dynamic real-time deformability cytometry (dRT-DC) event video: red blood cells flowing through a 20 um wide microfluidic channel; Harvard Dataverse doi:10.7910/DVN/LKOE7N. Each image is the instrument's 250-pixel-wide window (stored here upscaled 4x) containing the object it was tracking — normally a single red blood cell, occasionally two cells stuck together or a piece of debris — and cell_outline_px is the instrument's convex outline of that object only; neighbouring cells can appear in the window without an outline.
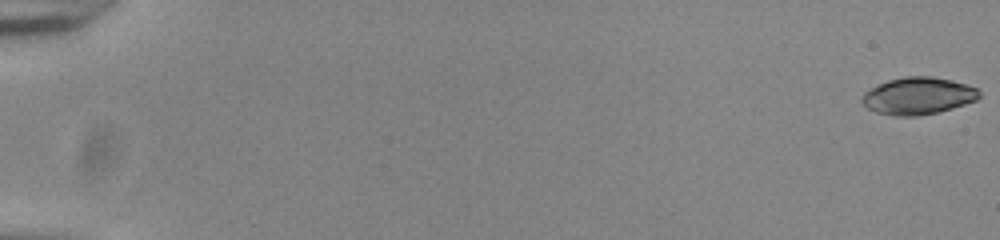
{"species": "common noctule bat (a hibernating species)", "species_latin": "Nyctalus noctula", "temperature_condition": "room temperature", "stored_images_in_passage": 55, "camera_frame_rate_fps": 3000, "um_per_image_px": 0.085, "animal": {"sex": "male", "body_mass_g": 20.0, "forearm_length_mm": 53.3}, "frame": {"image": 1, "passage_image": 1, "time_ms": 0.0, "image_size_px": [1000, 240], "cell_outline_px": [[980, 96], [976, 100], [952, 108], [936, 112], [916, 116], [896, 116], [876, 112], [868, 108], [860, 100], [860, 96], [864, 92], [888, 80], [904, 76], [932, 76], [952, 80], [968, 84], [980, 88]], "centroid_in_image_um": [78.05, 8.14], "position_along_channel_um": 6.9, "area_um2": 25.43}}
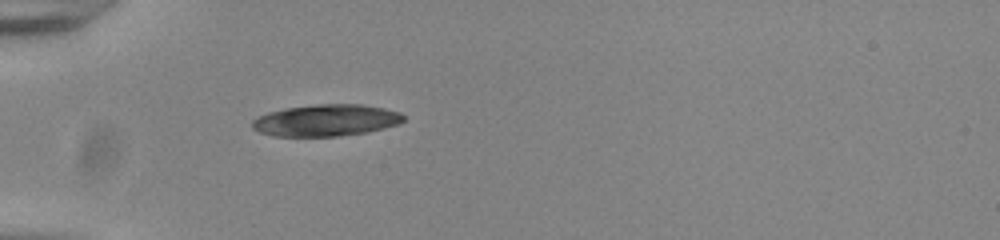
{"frame": {"image": 2, "passage_image": 19, "time_ms": 6.0, "image_size_px": [1000, 240], "cell_outline_px": [[404, 120], [396, 124], [384, 128], [368, 132], [336, 136], [272, 136], [260, 132], [252, 128], [252, 120], [268, 112], [288, 108], [316, 104], [360, 104], [384, 108], [400, 112], [404, 116]], "centroid_in_image_um": [27.71, 10.23], "position_along_channel_um": 57.3, "area_um2": 27.8}}
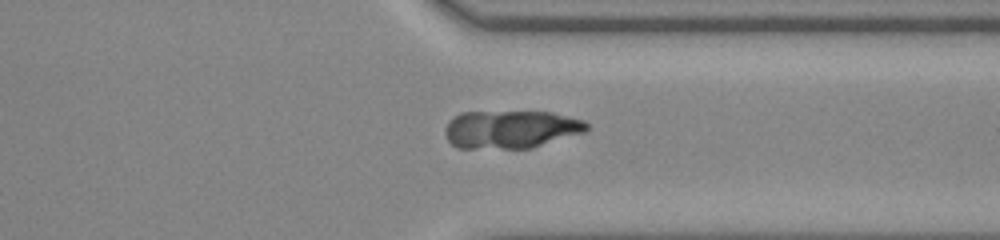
{"frame": {"image": 3, "passage_image": 44, "time_ms": 14.333, "image_size_px": [1000, 240], "cell_outline_px": [[588, 128], [584, 132], [532, 148], [456, 148], [448, 140], [444, 132], [444, 128], [448, 120], [460, 112], [552, 112], [584, 120], [588, 124]], "centroid_in_image_um": [43.38, 10.99], "position_along_channel_um": 368.0, "area_um2": 31.44}, "authors_computed_cell_mechanics": {"area_um2": 29.7092, "velocity_mm_per_s": 3.8623, "shape_relaxation_time_tau1_ms": 6.1509, "shape_relaxation_time_tau2_ms": null, "deformation_change_tau1": 0.2115, "deformation_change_tau2": null}}